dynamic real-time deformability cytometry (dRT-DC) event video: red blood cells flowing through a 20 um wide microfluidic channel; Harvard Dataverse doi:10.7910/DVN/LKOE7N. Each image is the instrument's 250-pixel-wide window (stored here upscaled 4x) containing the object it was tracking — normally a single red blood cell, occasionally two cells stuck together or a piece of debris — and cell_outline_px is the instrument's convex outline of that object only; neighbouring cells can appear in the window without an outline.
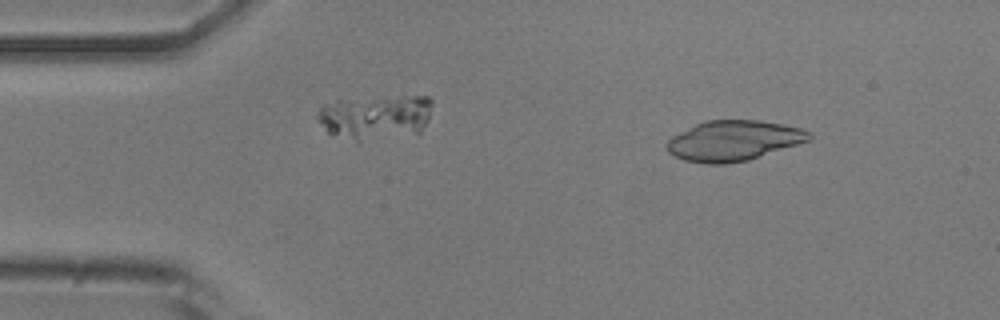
{"species": "common noctule bat (a hibernating species)", "species_latin": "Nyctalus noctula", "temperature_condition": "room temperature", "stored_images_in_passage": 51, "camera_frame_rate_fps": 3000, "um_per_image_px": 0.085, "animal": {"sex": "male", "body_mass_g": 20.5, "forearm_length_mm": 52.5}, "frame": {"image": 1, "passage_image": 6, "time_ms": 1.667, "image_size_px": [1000, 320], "cell_outline_px": [[812, 136], [808, 140], [748, 160], [724, 164], [708, 164], [684, 160], [668, 152], [664, 144], [672, 136], [704, 120], [760, 120], [784, 124], [800, 128], [808, 132]], "centroid_in_image_um": [62.3, 11.95], "position_along_channel_um": 22.7, "area_um2": 33.12}}